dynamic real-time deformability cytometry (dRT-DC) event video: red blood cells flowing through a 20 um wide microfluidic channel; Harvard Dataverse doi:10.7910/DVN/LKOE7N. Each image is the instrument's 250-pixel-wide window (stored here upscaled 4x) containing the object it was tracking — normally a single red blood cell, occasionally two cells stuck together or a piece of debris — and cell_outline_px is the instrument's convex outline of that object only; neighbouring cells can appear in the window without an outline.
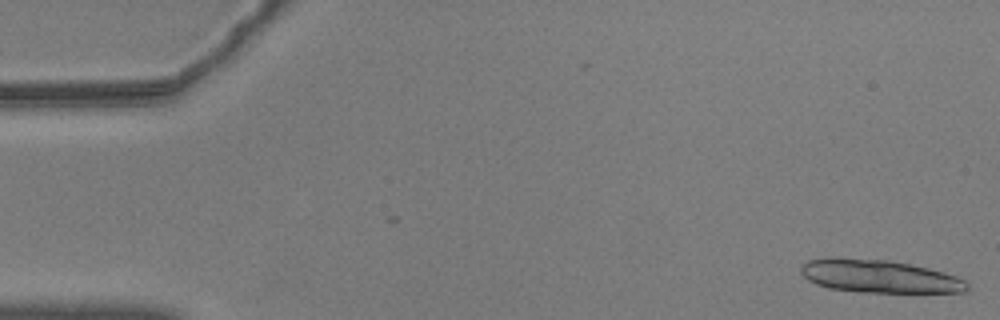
{"species": "common noctule bat (a hibernating species)", "species_latin": "Nyctalus noctula", "temperature_condition": "warm", "stored_images_in_passage": 15, "camera_frame_rate_fps": 3000, "um_per_image_px": 0.085, "animal": {"sex": "male", "body_mass_g": 20.5, "forearm_length_mm": 52.5}, "frame": {"image": 1, "passage_image": 1, "time_ms": 0.0, "image_size_px": [1000, 320], "cell_outline_px": [[968, 288], [964, 292], [860, 292], [828, 288], [816, 284], [808, 280], [800, 272], [800, 264], [808, 260], [828, 256], [832, 256], [888, 260], [928, 268], [956, 276], [964, 280], [968, 284]], "centroid_in_image_um": [74.64, 23.47], "position_along_channel_um": 10.4, "area_um2": 32.14}}